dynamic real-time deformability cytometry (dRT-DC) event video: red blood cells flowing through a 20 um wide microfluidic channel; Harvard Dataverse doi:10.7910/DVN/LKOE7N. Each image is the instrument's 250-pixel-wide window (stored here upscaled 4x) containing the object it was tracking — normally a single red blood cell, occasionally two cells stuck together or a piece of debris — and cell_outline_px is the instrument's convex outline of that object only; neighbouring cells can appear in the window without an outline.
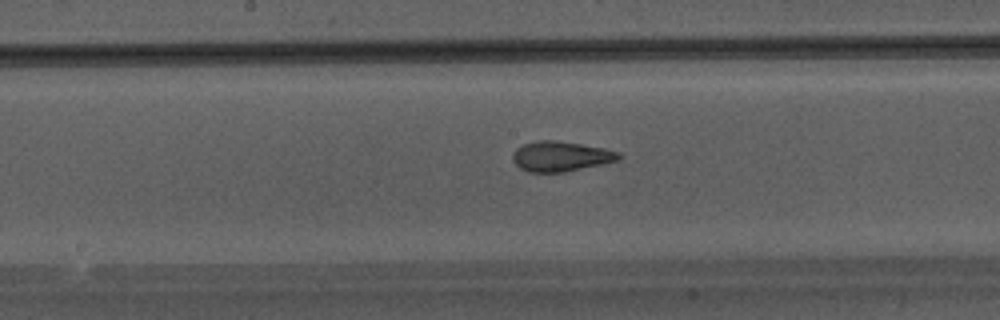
{"species": "Egyptian fruit bat (a non-hibernating species)", "species_latin": "Rousettus aegyptiacus", "temperature_condition": "warm", "stored_images_in_passage": 38, "camera_frame_rate_fps": 3000, "um_per_image_px": 0.085, "animal": {"sex": "male"}, "frame": {"image": 1, "passage_image": 17, "time_ms": 5.333, "image_size_px": [1000, 320], "cell_outline_px": [[624, 156], [620, 160], [564, 172], [528, 172], [520, 168], [512, 160], [512, 156], [516, 148], [524, 144], [540, 140], [552, 140], [580, 144], [604, 148], [620, 152]], "centroid_in_image_um": [47.69, 13.29], "position_along_channel_um": 200.5, "area_um2": 18.55}}